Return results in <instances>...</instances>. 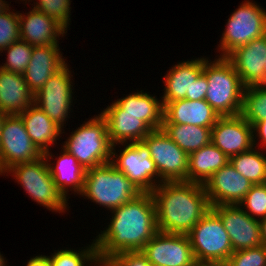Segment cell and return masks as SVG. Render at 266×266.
<instances>
[{
    "mask_svg": "<svg viewBox=\"0 0 266 266\" xmlns=\"http://www.w3.org/2000/svg\"><path fill=\"white\" fill-rule=\"evenodd\" d=\"M111 211L110 224L94 240L101 265L117 253L141 251L158 232L151 193H141Z\"/></svg>",
    "mask_w": 266,
    "mask_h": 266,
    "instance_id": "6da1fadb",
    "label": "cell"
},
{
    "mask_svg": "<svg viewBox=\"0 0 266 266\" xmlns=\"http://www.w3.org/2000/svg\"><path fill=\"white\" fill-rule=\"evenodd\" d=\"M156 207L159 232L188 234L211 210L204 185L188 182H163L151 192Z\"/></svg>",
    "mask_w": 266,
    "mask_h": 266,
    "instance_id": "7a4b0ae2",
    "label": "cell"
},
{
    "mask_svg": "<svg viewBox=\"0 0 266 266\" xmlns=\"http://www.w3.org/2000/svg\"><path fill=\"white\" fill-rule=\"evenodd\" d=\"M203 73L208 81L206 102L219 116L240 114L245 86L232 63L226 57L212 62L204 58Z\"/></svg>",
    "mask_w": 266,
    "mask_h": 266,
    "instance_id": "3957f363",
    "label": "cell"
},
{
    "mask_svg": "<svg viewBox=\"0 0 266 266\" xmlns=\"http://www.w3.org/2000/svg\"><path fill=\"white\" fill-rule=\"evenodd\" d=\"M141 193L121 171L108 162L86 170L80 195L111 211Z\"/></svg>",
    "mask_w": 266,
    "mask_h": 266,
    "instance_id": "277c9868",
    "label": "cell"
},
{
    "mask_svg": "<svg viewBox=\"0 0 266 266\" xmlns=\"http://www.w3.org/2000/svg\"><path fill=\"white\" fill-rule=\"evenodd\" d=\"M52 156L51 152H46L36 160L11 167L5 173H13L18 184L35 202L49 210L64 213L68 200L58 191L51 176L48 162Z\"/></svg>",
    "mask_w": 266,
    "mask_h": 266,
    "instance_id": "5b68a950",
    "label": "cell"
},
{
    "mask_svg": "<svg viewBox=\"0 0 266 266\" xmlns=\"http://www.w3.org/2000/svg\"><path fill=\"white\" fill-rule=\"evenodd\" d=\"M66 140L62 149L72 154L86 170L111 161L113 145L101 114L80 125Z\"/></svg>",
    "mask_w": 266,
    "mask_h": 266,
    "instance_id": "8992f818",
    "label": "cell"
},
{
    "mask_svg": "<svg viewBox=\"0 0 266 266\" xmlns=\"http://www.w3.org/2000/svg\"><path fill=\"white\" fill-rule=\"evenodd\" d=\"M187 236L196 263H226L234 252L222 220L212 209Z\"/></svg>",
    "mask_w": 266,
    "mask_h": 266,
    "instance_id": "52a82bcc",
    "label": "cell"
},
{
    "mask_svg": "<svg viewBox=\"0 0 266 266\" xmlns=\"http://www.w3.org/2000/svg\"><path fill=\"white\" fill-rule=\"evenodd\" d=\"M266 34V12L257 3L244 1L230 18L220 40V57Z\"/></svg>",
    "mask_w": 266,
    "mask_h": 266,
    "instance_id": "ba28073f",
    "label": "cell"
},
{
    "mask_svg": "<svg viewBox=\"0 0 266 266\" xmlns=\"http://www.w3.org/2000/svg\"><path fill=\"white\" fill-rule=\"evenodd\" d=\"M114 148L113 145L110 162L142 193H151L160 184L159 173L144 141L127 143L119 155Z\"/></svg>",
    "mask_w": 266,
    "mask_h": 266,
    "instance_id": "9c48e42d",
    "label": "cell"
},
{
    "mask_svg": "<svg viewBox=\"0 0 266 266\" xmlns=\"http://www.w3.org/2000/svg\"><path fill=\"white\" fill-rule=\"evenodd\" d=\"M143 141L149 147L151 159L160 176V184L188 181L189 155L162 128L152 130Z\"/></svg>",
    "mask_w": 266,
    "mask_h": 266,
    "instance_id": "30bf717a",
    "label": "cell"
},
{
    "mask_svg": "<svg viewBox=\"0 0 266 266\" xmlns=\"http://www.w3.org/2000/svg\"><path fill=\"white\" fill-rule=\"evenodd\" d=\"M43 154L33 144L21 117L6 115L0 131V172L40 158Z\"/></svg>",
    "mask_w": 266,
    "mask_h": 266,
    "instance_id": "8fae6325",
    "label": "cell"
},
{
    "mask_svg": "<svg viewBox=\"0 0 266 266\" xmlns=\"http://www.w3.org/2000/svg\"><path fill=\"white\" fill-rule=\"evenodd\" d=\"M67 63L52 75L43 87L34 94L37 105L51 120L63 128L71 111L73 84Z\"/></svg>",
    "mask_w": 266,
    "mask_h": 266,
    "instance_id": "7c38bea8",
    "label": "cell"
},
{
    "mask_svg": "<svg viewBox=\"0 0 266 266\" xmlns=\"http://www.w3.org/2000/svg\"><path fill=\"white\" fill-rule=\"evenodd\" d=\"M146 259L160 266H194L196 264L187 234L157 232L142 248Z\"/></svg>",
    "mask_w": 266,
    "mask_h": 266,
    "instance_id": "4fadbf2b",
    "label": "cell"
},
{
    "mask_svg": "<svg viewBox=\"0 0 266 266\" xmlns=\"http://www.w3.org/2000/svg\"><path fill=\"white\" fill-rule=\"evenodd\" d=\"M211 209L222 220L233 251L262 245L259 220L249 216L242 207L239 205H216Z\"/></svg>",
    "mask_w": 266,
    "mask_h": 266,
    "instance_id": "5bb4252c",
    "label": "cell"
},
{
    "mask_svg": "<svg viewBox=\"0 0 266 266\" xmlns=\"http://www.w3.org/2000/svg\"><path fill=\"white\" fill-rule=\"evenodd\" d=\"M211 142L230 159L254 147L253 126L240 114L220 116L211 128Z\"/></svg>",
    "mask_w": 266,
    "mask_h": 266,
    "instance_id": "9a60e30c",
    "label": "cell"
},
{
    "mask_svg": "<svg viewBox=\"0 0 266 266\" xmlns=\"http://www.w3.org/2000/svg\"><path fill=\"white\" fill-rule=\"evenodd\" d=\"M253 184L237 172L230 161L216 171L204 185L209 203L216 205H238Z\"/></svg>",
    "mask_w": 266,
    "mask_h": 266,
    "instance_id": "2e32d148",
    "label": "cell"
},
{
    "mask_svg": "<svg viewBox=\"0 0 266 266\" xmlns=\"http://www.w3.org/2000/svg\"><path fill=\"white\" fill-rule=\"evenodd\" d=\"M266 57V34L251 40L246 45L238 47L226 58L236 69L242 84L247 86H259L264 84Z\"/></svg>",
    "mask_w": 266,
    "mask_h": 266,
    "instance_id": "e0dca14e",
    "label": "cell"
},
{
    "mask_svg": "<svg viewBox=\"0 0 266 266\" xmlns=\"http://www.w3.org/2000/svg\"><path fill=\"white\" fill-rule=\"evenodd\" d=\"M107 124V132L112 145L143 141L152 129L137 115L122 114V109L113 102L101 113ZM128 140V141H127Z\"/></svg>",
    "mask_w": 266,
    "mask_h": 266,
    "instance_id": "ac0fdd59",
    "label": "cell"
},
{
    "mask_svg": "<svg viewBox=\"0 0 266 266\" xmlns=\"http://www.w3.org/2000/svg\"><path fill=\"white\" fill-rule=\"evenodd\" d=\"M65 61L59 44L33 46L31 60L23 73L29 89L36 94L66 64Z\"/></svg>",
    "mask_w": 266,
    "mask_h": 266,
    "instance_id": "d6986e66",
    "label": "cell"
},
{
    "mask_svg": "<svg viewBox=\"0 0 266 266\" xmlns=\"http://www.w3.org/2000/svg\"><path fill=\"white\" fill-rule=\"evenodd\" d=\"M219 117L205 99H182L164 105L163 124H188L212 128Z\"/></svg>",
    "mask_w": 266,
    "mask_h": 266,
    "instance_id": "ffe728a7",
    "label": "cell"
},
{
    "mask_svg": "<svg viewBox=\"0 0 266 266\" xmlns=\"http://www.w3.org/2000/svg\"><path fill=\"white\" fill-rule=\"evenodd\" d=\"M18 14L20 39L32 46L58 44L59 37L66 34L58 22L34 8L26 16Z\"/></svg>",
    "mask_w": 266,
    "mask_h": 266,
    "instance_id": "44dd1931",
    "label": "cell"
},
{
    "mask_svg": "<svg viewBox=\"0 0 266 266\" xmlns=\"http://www.w3.org/2000/svg\"><path fill=\"white\" fill-rule=\"evenodd\" d=\"M204 69V57L183 61L171 67L165 75L163 106L172 101L191 100V87Z\"/></svg>",
    "mask_w": 266,
    "mask_h": 266,
    "instance_id": "7402d4cb",
    "label": "cell"
},
{
    "mask_svg": "<svg viewBox=\"0 0 266 266\" xmlns=\"http://www.w3.org/2000/svg\"><path fill=\"white\" fill-rule=\"evenodd\" d=\"M34 104V93L23 74L0 68V112L7 115L22 113Z\"/></svg>",
    "mask_w": 266,
    "mask_h": 266,
    "instance_id": "603a6c76",
    "label": "cell"
},
{
    "mask_svg": "<svg viewBox=\"0 0 266 266\" xmlns=\"http://www.w3.org/2000/svg\"><path fill=\"white\" fill-rule=\"evenodd\" d=\"M18 115L33 144L42 154L49 152V146L59 140L57 137L64 133L63 129L35 104Z\"/></svg>",
    "mask_w": 266,
    "mask_h": 266,
    "instance_id": "cb8c5ba5",
    "label": "cell"
},
{
    "mask_svg": "<svg viewBox=\"0 0 266 266\" xmlns=\"http://www.w3.org/2000/svg\"><path fill=\"white\" fill-rule=\"evenodd\" d=\"M114 102L122 109V114L137 115L138 119L144 121L152 130L162 128L164 106L162 100L156 96L141 90Z\"/></svg>",
    "mask_w": 266,
    "mask_h": 266,
    "instance_id": "d4e9b609",
    "label": "cell"
},
{
    "mask_svg": "<svg viewBox=\"0 0 266 266\" xmlns=\"http://www.w3.org/2000/svg\"><path fill=\"white\" fill-rule=\"evenodd\" d=\"M230 159L212 142L189 154L188 182L205 185Z\"/></svg>",
    "mask_w": 266,
    "mask_h": 266,
    "instance_id": "484cf974",
    "label": "cell"
},
{
    "mask_svg": "<svg viewBox=\"0 0 266 266\" xmlns=\"http://www.w3.org/2000/svg\"><path fill=\"white\" fill-rule=\"evenodd\" d=\"M59 155L56 165L48 163V166L56 188L68 200V187L79 195L82 193L86 169L65 149Z\"/></svg>",
    "mask_w": 266,
    "mask_h": 266,
    "instance_id": "4316f807",
    "label": "cell"
},
{
    "mask_svg": "<svg viewBox=\"0 0 266 266\" xmlns=\"http://www.w3.org/2000/svg\"><path fill=\"white\" fill-rule=\"evenodd\" d=\"M162 129L188 155L211 142V128L188 124H162Z\"/></svg>",
    "mask_w": 266,
    "mask_h": 266,
    "instance_id": "83f0119b",
    "label": "cell"
},
{
    "mask_svg": "<svg viewBox=\"0 0 266 266\" xmlns=\"http://www.w3.org/2000/svg\"><path fill=\"white\" fill-rule=\"evenodd\" d=\"M253 147L249 151L230 158L235 170L248 179L251 184H263L266 181V155ZM255 149V150H254ZM265 155V156H264Z\"/></svg>",
    "mask_w": 266,
    "mask_h": 266,
    "instance_id": "f1b7e54d",
    "label": "cell"
},
{
    "mask_svg": "<svg viewBox=\"0 0 266 266\" xmlns=\"http://www.w3.org/2000/svg\"><path fill=\"white\" fill-rule=\"evenodd\" d=\"M240 115L252 126L266 118V88L247 86L243 92Z\"/></svg>",
    "mask_w": 266,
    "mask_h": 266,
    "instance_id": "f546056e",
    "label": "cell"
},
{
    "mask_svg": "<svg viewBox=\"0 0 266 266\" xmlns=\"http://www.w3.org/2000/svg\"><path fill=\"white\" fill-rule=\"evenodd\" d=\"M49 260L51 266H85V264L89 266L93 264H95L94 266H102L98 261L97 248L94 240L89 247L87 246V248L84 250L81 249V251H73V249L58 250L49 256Z\"/></svg>",
    "mask_w": 266,
    "mask_h": 266,
    "instance_id": "4dcf8cb0",
    "label": "cell"
},
{
    "mask_svg": "<svg viewBox=\"0 0 266 266\" xmlns=\"http://www.w3.org/2000/svg\"><path fill=\"white\" fill-rule=\"evenodd\" d=\"M4 51H7L8 54L7 61L0 68L23 74L31 60L33 46L20 39L8 46Z\"/></svg>",
    "mask_w": 266,
    "mask_h": 266,
    "instance_id": "1f68e13d",
    "label": "cell"
},
{
    "mask_svg": "<svg viewBox=\"0 0 266 266\" xmlns=\"http://www.w3.org/2000/svg\"><path fill=\"white\" fill-rule=\"evenodd\" d=\"M253 219L266 218V185H252L244 199L238 204ZM245 207V208H244ZM260 217V218H259Z\"/></svg>",
    "mask_w": 266,
    "mask_h": 266,
    "instance_id": "d6a6232c",
    "label": "cell"
},
{
    "mask_svg": "<svg viewBox=\"0 0 266 266\" xmlns=\"http://www.w3.org/2000/svg\"><path fill=\"white\" fill-rule=\"evenodd\" d=\"M34 9L45 13L50 18L58 22L65 30L70 25V0H37Z\"/></svg>",
    "mask_w": 266,
    "mask_h": 266,
    "instance_id": "836d02e7",
    "label": "cell"
},
{
    "mask_svg": "<svg viewBox=\"0 0 266 266\" xmlns=\"http://www.w3.org/2000/svg\"><path fill=\"white\" fill-rule=\"evenodd\" d=\"M20 40L19 14L10 8L0 14V51Z\"/></svg>",
    "mask_w": 266,
    "mask_h": 266,
    "instance_id": "e575fe53",
    "label": "cell"
},
{
    "mask_svg": "<svg viewBox=\"0 0 266 266\" xmlns=\"http://www.w3.org/2000/svg\"><path fill=\"white\" fill-rule=\"evenodd\" d=\"M226 263L228 266H266V247L260 245L234 251Z\"/></svg>",
    "mask_w": 266,
    "mask_h": 266,
    "instance_id": "d590c367",
    "label": "cell"
},
{
    "mask_svg": "<svg viewBox=\"0 0 266 266\" xmlns=\"http://www.w3.org/2000/svg\"><path fill=\"white\" fill-rule=\"evenodd\" d=\"M150 265L151 263L141 253V251L117 253L111 256L102 264V266H150Z\"/></svg>",
    "mask_w": 266,
    "mask_h": 266,
    "instance_id": "8d00e7d4",
    "label": "cell"
},
{
    "mask_svg": "<svg viewBox=\"0 0 266 266\" xmlns=\"http://www.w3.org/2000/svg\"><path fill=\"white\" fill-rule=\"evenodd\" d=\"M208 89L206 75L202 72L191 87V100H203Z\"/></svg>",
    "mask_w": 266,
    "mask_h": 266,
    "instance_id": "74e56055",
    "label": "cell"
},
{
    "mask_svg": "<svg viewBox=\"0 0 266 266\" xmlns=\"http://www.w3.org/2000/svg\"><path fill=\"white\" fill-rule=\"evenodd\" d=\"M253 132H256L254 135L257 134L256 136H254V147H256L255 145H257V141L255 139L259 136L260 142L266 148V118L257 122L253 126Z\"/></svg>",
    "mask_w": 266,
    "mask_h": 266,
    "instance_id": "f35d334b",
    "label": "cell"
},
{
    "mask_svg": "<svg viewBox=\"0 0 266 266\" xmlns=\"http://www.w3.org/2000/svg\"><path fill=\"white\" fill-rule=\"evenodd\" d=\"M26 266H51L49 256L39 255L31 258Z\"/></svg>",
    "mask_w": 266,
    "mask_h": 266,
    "instance_id": "ab89813d",
    "label": "cell"
},
{
    "mask_svg": "<svg viewBox=\"0 0 266 266\" xmlns=\"http://www.w3.org/2000/svg\"><path fill=\"white\" fill-rule=\"evenodd\" d=\"M260 232H261V243L266 247V218L259 220Z\"/></svg>",
    "mask_w": 266,
    "mask_h": 266,
    "instance_id": "60d3db41",
    "label": "cell"
},
{
    "mask_svg": "<svg viewBox=\"0 0 266 266\" xmlns=\"http://www.w3.org/2000/svg\"><path fill=\"white\" fill-rule=\"evenodd\" d=\"M9 4L5 0H0V14L9 9Z\"/></svg>",
    "mask_w": 266,
    "mask_h": 266,
    "instance_id": "b9f144b4",
    "label": "cell"
},
{
    "mask_svg": "<svg viewBox=\"0 0 266 266\" xmlns=\"http://www.w3.org/2000/svg\"><path fill=\"white\" fill-rule=\"evenodd\" d=\"M6 115L7 114L0 112V131H1V127H2V124H3V121L6 117Z\"/></svg>",
    "mask_w": 266,
    "mask_h": 266,
    "instance_id": "7bdbcfd3",
    "label": "cell"
},
{
    "mask_svg": "<svg viewBox=\"0 0 266 266\" xmlns=\"http://www.w3.org/2000/svg\"><path fill=\"white\" fill-rule=\"evenodd\" d=\"M194 266H215V263H196Z\"/></svg>",
    "mask_w": 266,
    "mask_h": 266,
    "instance_id": "ee69618b",
    "label": "cell"
},
{
    "mask_svg": "<svg viewBox=\"0 0 266 266\" xmlns=\"http://www.w3.org/2000/svg\"><path fill=\"white\" fill-rule=\"evenodd\" d=\"M0 266H7L5 262V258L0 253Z\"/></svg>",
    "mask_w": 266,
    "mask_h": 266,
    "instance_id": "f6af8a7d",
    "label": "cell"
},
{
    "mask_svg": "<svg viewBox=\"0 0 266 266\" xmlns=\"http://www.w3.org/2000/svg\"><path fill=\"white\" fill-rule=\"evenodd\" d=\"M264 70H265V79H264V84L262 86L266 88V57L264 60Z\"/></svg>",
    "mask_w": 266,
    "mask_h": 266,
    "instance_id": "bcb514c9",
    "label": "cell"
},
{
    "mask_svg": "<svg viewBox=\"0 0 266 266\" xmlns=\"http://www.w3.org/2000/svg\"><path fill=\"white\" fill-rule=\"evenodd\" d=\"M215 266H228L227 263H215Z\"/></svg>",
    "mask_w": 266,
    "mask_h": 266,
    "instance_id": "7dc6e473",
    "label": "cell"
}]
</instances>
